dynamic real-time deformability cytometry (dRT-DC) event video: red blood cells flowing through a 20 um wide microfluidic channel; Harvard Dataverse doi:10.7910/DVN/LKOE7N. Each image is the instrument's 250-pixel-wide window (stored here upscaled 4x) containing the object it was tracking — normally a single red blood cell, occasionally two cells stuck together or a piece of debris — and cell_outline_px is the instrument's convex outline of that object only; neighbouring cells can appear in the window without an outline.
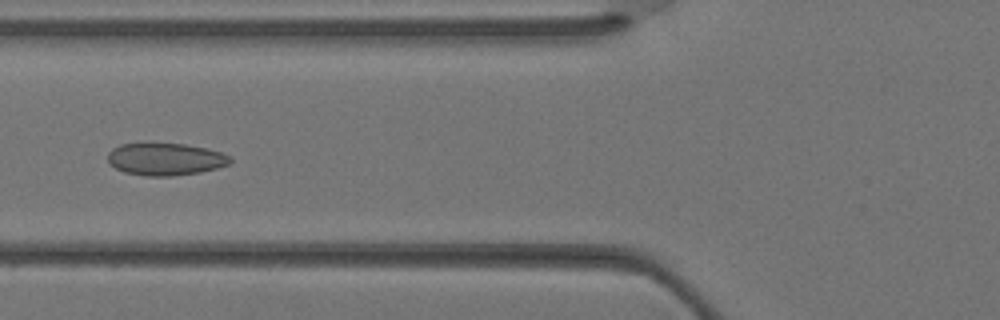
{"species": "Egyptian fruit bat (a non-hibernating species)", "species_latin": "Rousettus aegyptiacus", "temperature_condition": "warm", "stored_images_in_passage": 36, "camera_frame_rate_fps": 3000, "um_per_image_px": 0.085, "animal": {"sex": "female"}, "frame": {"image": 1, "passage_image": 14, "time_ms": 4.333, "image_size_px": [1000, 320], "cell_outline_px": [[232, 164], [200, 172], [172, 176], [144, 176], [124, 172], [108, 164], [108, 152], [112, 148], [120, 144], [184, 144], [208, 148], [232, 156]], "centroid_in_image_um": [14.08, 13.54], "position_along_channel_um": 111.7, "area_um2": 23.18}}
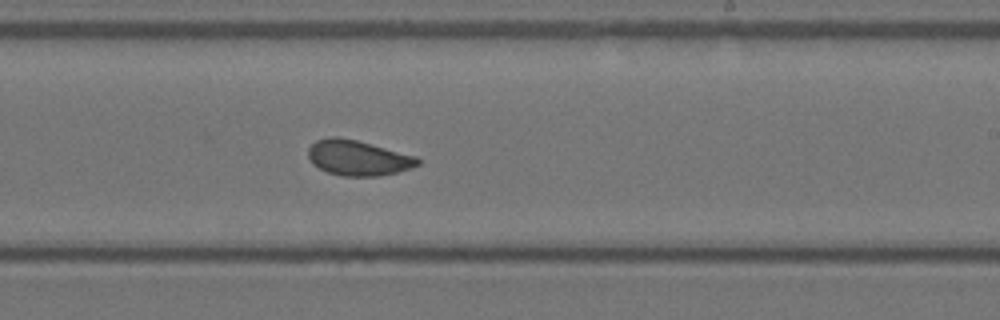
{"frame": {"image": 2, "passage_image": 22, "time_ms": 7.0, "image_size_px": [1000, 320], "cell_outline_px": [[420, 164], [396, 172], [380, 176], [340, 176], [328, 172], [312, 164], [308, 160], [308, 148], [316, 140], [332, 136], [336, 136], [356, 140], [416, 156], [420, 160]], "centroid_in_image_um": [30.39, 13.42], "position_along_channel_um": 258.6, "area_um2": 22.43}}
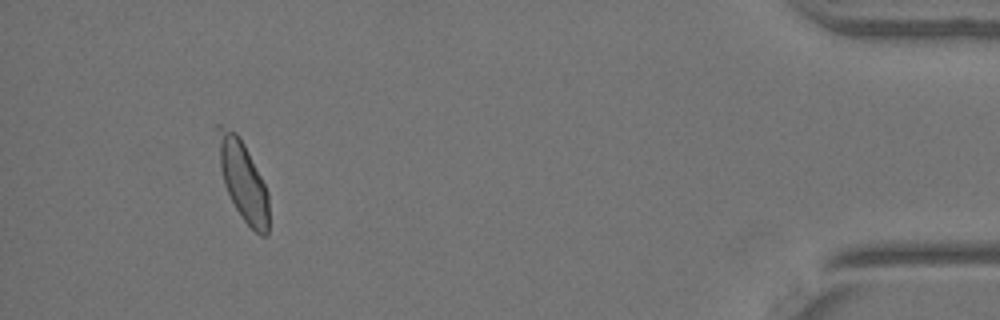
{"frame": {"image": 3, "passage_image": 34, "time_ms": 11.0, "image_size_px": [1000, 320], "cell_outline_px": [[268, 236], [260, 236], [244, 220], [236, 208], [224, 184], [220, 168], [216, 128], [216, 124], [220, 124], [236, 132], [244, 144], [268, 192]], "centroid_in_image_um": [20.64, 15.33], "position_along_channel_um": 414.6, "area_um2": 23.24}}